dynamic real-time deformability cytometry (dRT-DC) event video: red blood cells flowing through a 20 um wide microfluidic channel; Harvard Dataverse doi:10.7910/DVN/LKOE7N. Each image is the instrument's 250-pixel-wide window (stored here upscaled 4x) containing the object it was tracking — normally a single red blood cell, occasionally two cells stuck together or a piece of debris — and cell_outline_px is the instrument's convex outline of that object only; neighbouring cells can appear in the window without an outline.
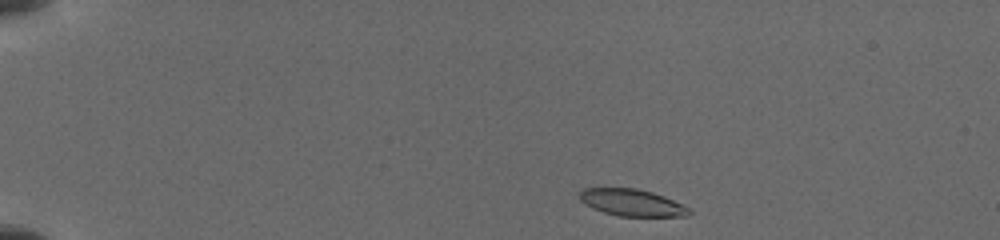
{"species": "common noctule bat (a hibernating species)", "species_latin": "Nyctalus noctula", "temperature_condition": "cold", "stored_images_in_passage": 13, "camera_frame_rate_fps": 3000, "um_per_image_px": 0.085, "animal": {"sex": "female", "body_mass_g": 19.5, "forearm_length_mm": 54.1}, "frame": {"image": 1, "passage_image": 1, "time_ms": 0.0, "image_size_px": [1000, 240], "cell_outline_px": [[692, 212], [688, 216], [620, 216], [604, 212], [592, 208], [580, 200], [576, 192], [584, 188], [636, 188], [652, 192], [664, 196], [688, 208]], "centroid_in_image_um": [53.66, 17.21], "position_along_channel_um": 31.3, "area_um2": 17.11}}